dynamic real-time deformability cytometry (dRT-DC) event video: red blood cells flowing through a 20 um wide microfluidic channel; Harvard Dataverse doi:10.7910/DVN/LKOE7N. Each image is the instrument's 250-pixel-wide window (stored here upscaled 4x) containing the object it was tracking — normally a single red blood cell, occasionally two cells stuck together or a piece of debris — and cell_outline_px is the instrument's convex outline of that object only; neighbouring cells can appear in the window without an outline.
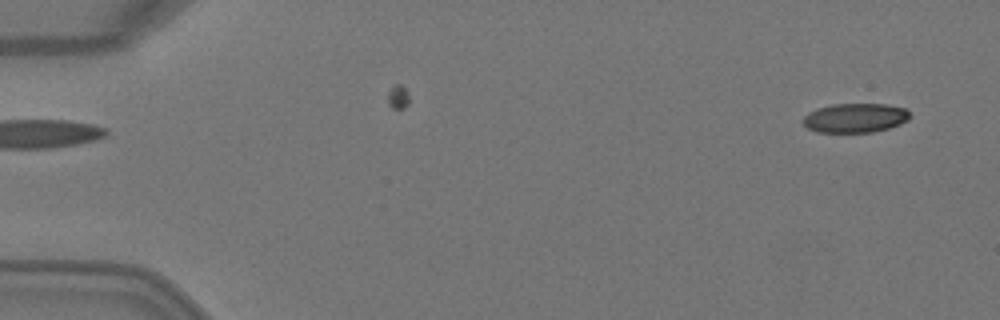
{"species": "Egyptian fruit bat (a non-hibernating species)", "species_latin": "Rousettus aegyptiacus", "temperature_condition": "warm", "stored_images_in_passage": 3, "camera_frame_rate_fps": 3000, "um_per_image_px": 0.085, "animal": {"sex": "female"}, "frame": {"image": 1, "passage_image": 3, "time_ms": 0.667, "image_size_px": [1000, 320], "cell_outline_px": [[912, 116], [908, 120], [900, 124], [888, 128], [872, 132], [816, 132], [808, 128], [804, 124], [804, 116], [808, 112], [816, 108], [832, 104], [888, 104], [904, 108]], "centroid_in_image_um": [72.69, 10.01], "position_along_channel_um": 12.3, "area_um2": 18.26}}